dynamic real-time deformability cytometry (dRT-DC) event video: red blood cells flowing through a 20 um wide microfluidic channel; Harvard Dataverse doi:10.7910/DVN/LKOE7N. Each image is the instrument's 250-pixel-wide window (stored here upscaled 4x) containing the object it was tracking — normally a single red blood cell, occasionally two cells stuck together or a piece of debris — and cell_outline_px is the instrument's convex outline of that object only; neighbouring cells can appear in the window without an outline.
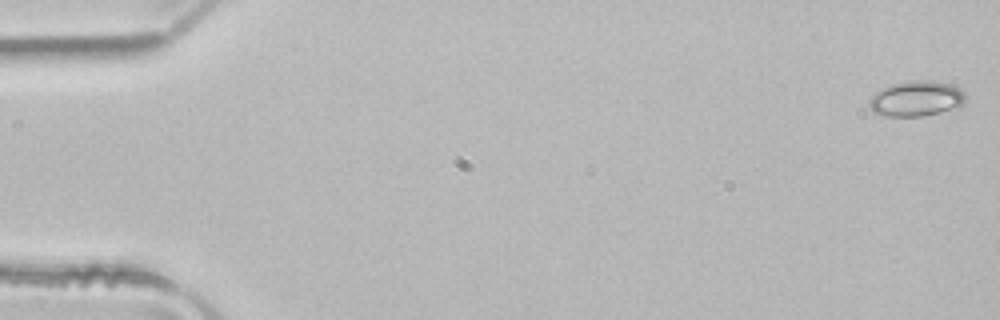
{"species": "common noctule bat (a hibernating species)", "species_latin": "Nyctalus noctula", "temperature_condition": "room temperature", "stored_images_in_passage": 13, "camera_frame_rate_fps": 3000, "um_per_image_px": 0.085, "animal": {"sex": "male", "body_mass_g": 21.5, "forearm_length_mm": 52.0}, "frame": {"image": 1, "passage_image": 1, "time_ms": 0.0, "image_size_px": [1000, 320], "cell_outline_px": [[964, 104], [956, 108], [924, 116], [884, 116], [872, 112], [868, 108], [868, 100], [876, 92], [892, 84], [912, 80], [932, 80], [952, 84], [964, 92]], "centroid_in_image_um": [77.86, 8.39], "position_along_channel_um": 7.1, "area_um2": 20.0}}